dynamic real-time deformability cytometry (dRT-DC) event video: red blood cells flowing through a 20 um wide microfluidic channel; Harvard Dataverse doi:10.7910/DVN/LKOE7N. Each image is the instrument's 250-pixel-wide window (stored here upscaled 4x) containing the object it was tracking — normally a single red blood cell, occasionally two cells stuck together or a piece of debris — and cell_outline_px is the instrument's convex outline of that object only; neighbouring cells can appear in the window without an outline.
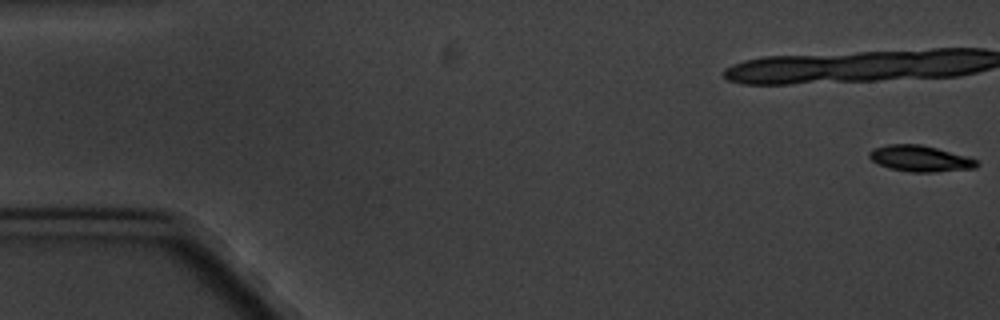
{"species": "common noctule bat (a hibernating species)", "species_latin": "Nyctalus noctula", "temperature_condition": "cold", "stored_images_in_passage": 4, "camera_frame_rate_fps": 3000, "um_per_image_px": 0.085, "animal": {"sex": "male", "body_mass_g": 20.1, "forearm_length_mm": 53.5}, "frame": {"image": 1, "passage_image": 1, "time_ms": 0.0, "image_size_px": [1000, 320], "cell_outline_px": [[980, 164], [976, 168], [932, 172], [912, 172], [888, 168], [872, 160], [868, 156], [868, 152], [872, 148], [888, 144], [920, 144], [968, 156], [976, 160]], "centroid_in_image_um": [78.2, 13.47], "position_along_channel_um": 6.8, "area_um2": 16.36}}